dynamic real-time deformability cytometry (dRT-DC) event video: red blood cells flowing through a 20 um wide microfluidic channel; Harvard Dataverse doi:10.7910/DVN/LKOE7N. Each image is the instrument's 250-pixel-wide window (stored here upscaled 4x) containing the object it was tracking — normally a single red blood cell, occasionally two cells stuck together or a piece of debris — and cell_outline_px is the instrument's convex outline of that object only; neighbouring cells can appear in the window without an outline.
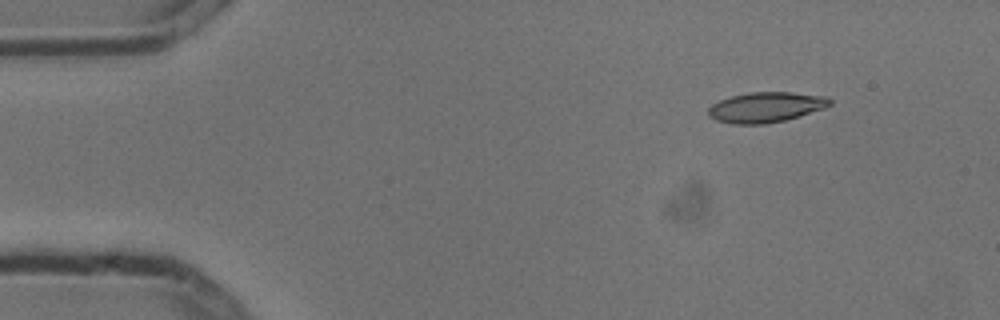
{"species": "common noctule bat (a hibernating species)", "species_latin": "Nyctalus noctula", "temperature_condition": "cold", "stored_images_in_passage": 6, "camera_frame_rate_fps": 3000, "um_per_image_px": 0.085, "animal": {"sex": "male", "body_mass_g": 13.3}, "frame": {"image": 1, "passage_image": 2, "time_ms": 0.333, "image_size_px": [1000, 320], "cell_outline_px": [[832, 104], [824, 108], [784, 120], [764, 124], [732, 124], [716, 120], [708, 116], [708, 108], [712, 104], [720, 100], [732, 96], [752, 92], [792, 92], [828, 96], [832, 100]], "centroid_in_image_um": [65.1, 9.11], "position_along_channel_um": 19.9, "area_um2": 21.39}}
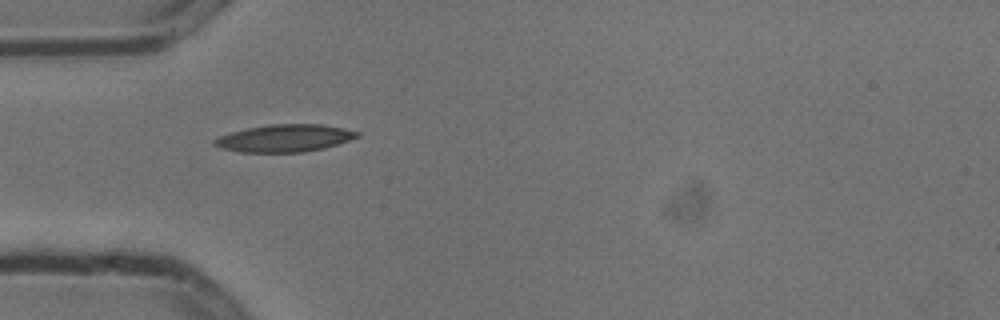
{"frame": {"image": 2, "passage_image": 5, "time_ms": 1.333, "image_size_px": [1000, 320], "cell_outline_px": [[360, 136], [324, 148], [304, 152], [240, 152], [220, 148], [212, 144], [212, 140], [220, 136], [232, 132], [248, 128], [268, 124], [324, 124], [344, 128], [360, 132]], "centroid_in_image_um": [24.19, 11.74], "position_along_channel_um": 60.8, "area_um2": 22.77}}
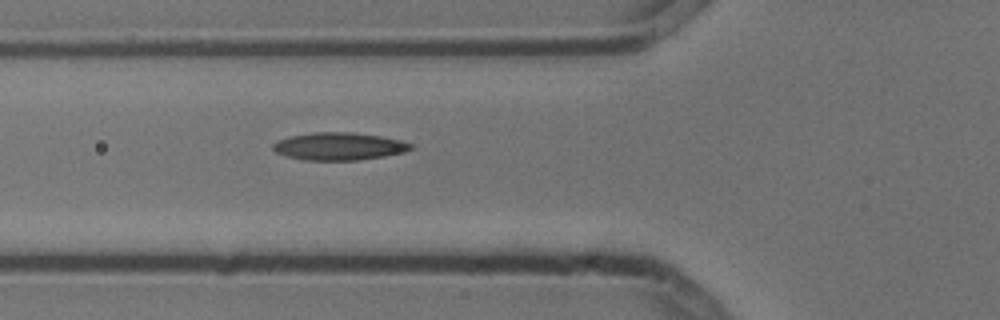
{"frame": {"image": 3, "passage_image": 6, "time_ms": 1.667, "image_size_px": [1000, 320], "cell_outline_px": [[412, 148], [404, 152], [384, 156], [360, 160], [304, 160], [288, 156], [276, 152], [272, 148], [272, 144], [280, 140], [292, 136], [312, 132], [352, 132], [380, 136], [400, 140], [412, 144]], "centroid_in_image_um": [28.82, 12.44], "position_along_channel_um": 97.0, "area_um2": 21.96}}